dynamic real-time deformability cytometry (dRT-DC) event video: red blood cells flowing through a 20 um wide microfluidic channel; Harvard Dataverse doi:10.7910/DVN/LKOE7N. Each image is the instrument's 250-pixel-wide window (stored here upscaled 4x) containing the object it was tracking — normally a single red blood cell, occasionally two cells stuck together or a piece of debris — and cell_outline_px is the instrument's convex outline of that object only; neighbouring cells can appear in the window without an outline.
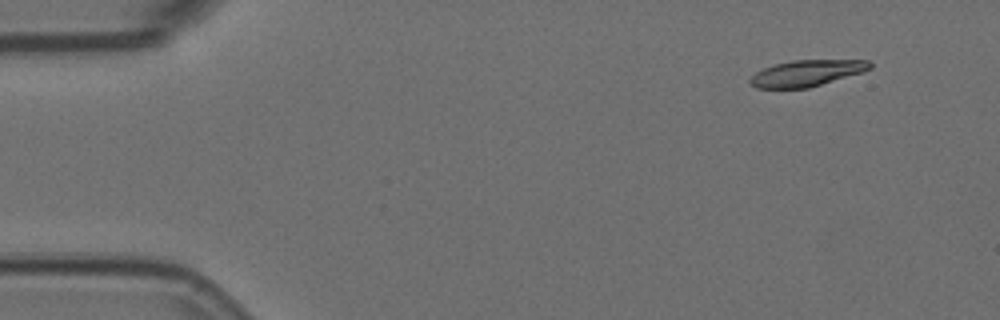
{"species": "Egyptian fruit bat (a non-hibernating species)", "species_latin": "Rousettus aegyptiacus", "temperature_condition": "room temperature", "stored_images_in_passage": 5, "segment_of_instrument_passage": [2, 2], "camera_frame_rate_fps": 3000, "um_per_image_px": 0.085, "animal": {"sex": "female"}, "frame": {"image": 1, "passage_image": 5, "time_ms": 1.333, "image_size_px": [1000, 320], "cell_outline_px": [[872, 68], [864, 72], [808, 88], [756, 88], [748, 80], [756, 72], [772, 64], [792, 60], [868, 60], [872, 64]], "centroid_in_image_um": [68.58, 6.21], "position_along_channel_um": 16.4, "area_um2": 18.38}}